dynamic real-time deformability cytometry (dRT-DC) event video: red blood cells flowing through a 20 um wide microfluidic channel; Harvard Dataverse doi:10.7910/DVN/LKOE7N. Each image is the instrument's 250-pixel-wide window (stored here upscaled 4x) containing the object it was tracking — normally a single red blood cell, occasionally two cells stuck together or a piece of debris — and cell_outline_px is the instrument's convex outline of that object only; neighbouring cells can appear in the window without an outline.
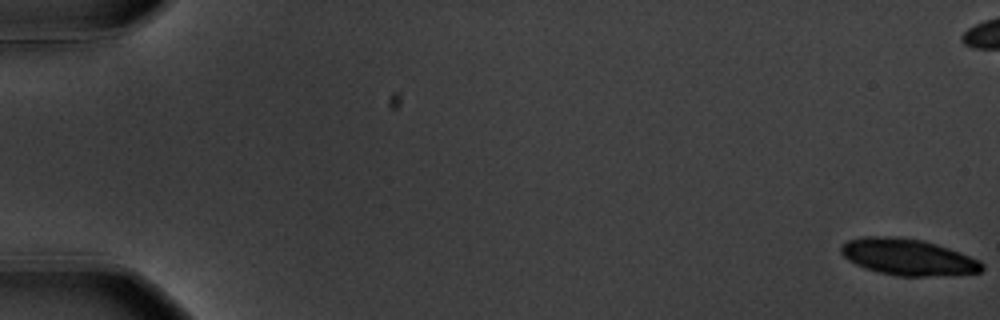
{"species": "common noctule bat (a hibernating species)", "species_latin": "Nyctalus noctula", "temperature_condition": "warm", "stored_images_in_passage": 19, "camera_frame_rate_fps": 3000, "um_per_image_px": 0.085, "animal": {"sex": "male", "body_mass_g": 20.1, "forearm_length_mm": 53.5}, "frame": {"image": 1, "passage_image": 1, "time_ms": 0.0, "image_size_px": [1000, 320], "cell_outline_px": [[984, 268], [980, 272], [924, 276], [896, 276], [864, 268], [848, 260], [840, 252], [840, 248], [848, 240], [864, 236], [892, 236], [924, 240], [960, 252], [980, 260], [984, 264]], "centroid_in_image_um": [77.16, 21.84], "position_along_channel_um": 7.8, "area_um2": 29.77}}